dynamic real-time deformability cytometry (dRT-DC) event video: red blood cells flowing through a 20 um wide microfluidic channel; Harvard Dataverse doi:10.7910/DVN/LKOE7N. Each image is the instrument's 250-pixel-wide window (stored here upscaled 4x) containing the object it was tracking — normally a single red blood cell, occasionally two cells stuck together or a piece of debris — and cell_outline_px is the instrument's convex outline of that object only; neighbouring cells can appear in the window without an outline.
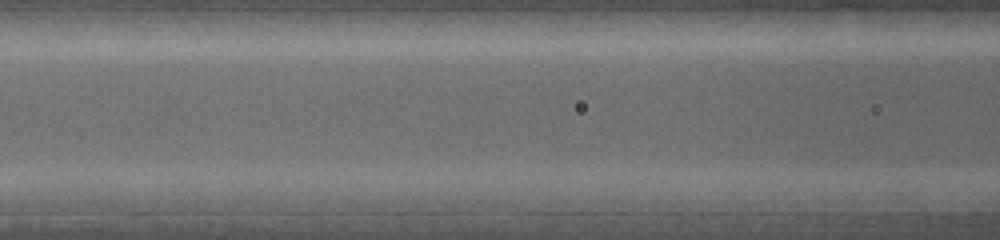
{"species": "common noctule bat (a hibernating species)", "species_latin": "Nyctalus noctula", "temperature_condition": "warm", "stored_images_in_passage": 3, "segment_of_instrument_passage": [2, 2], "camera_frame_rate_fps": 5000, "um_per_image_px": 0.085, "animal": {"sex": "female", "body_mass_g": 19.0, "forearm_length_mm": 53.3}, "frame": {"image": 1, "passage_image": 3, "time_ms": 0.4, "image_size_px": [1000, 240], "cell_outline_px": [[868, 200], [860, 212], [736, 212], [728, 200], [732, 192], [852, 192]], "centroid_in_image_um": [67.73, 17.17], "position_along_channel_um": 98.9, "area_um2": 18.96}}